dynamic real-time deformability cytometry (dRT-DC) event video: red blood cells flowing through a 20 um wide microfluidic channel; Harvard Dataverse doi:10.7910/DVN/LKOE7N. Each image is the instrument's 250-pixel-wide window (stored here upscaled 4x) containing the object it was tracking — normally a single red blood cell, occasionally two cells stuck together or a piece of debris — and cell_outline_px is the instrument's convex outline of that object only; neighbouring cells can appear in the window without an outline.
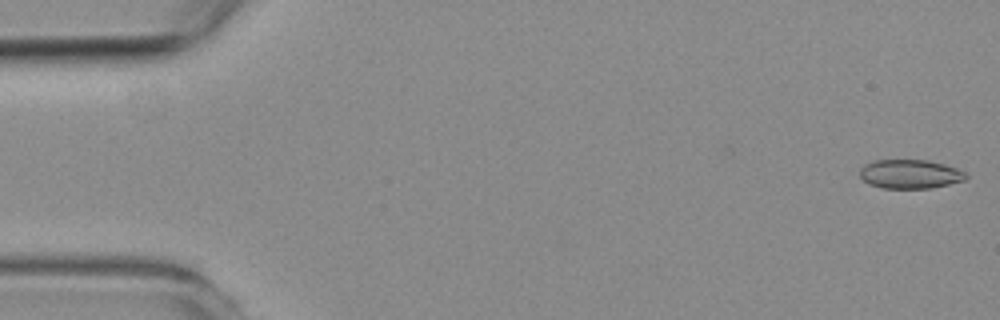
{"species": "common noctule bat (a hibernating species)", "species_latin": "Nyctalus noctula", "temperature_condition": "room temperature", "stored_images_in_passage": 57, "camera_frame_rate_fps": 3000, "um_per_image_px": 0.085, "animal": {"sex": "female", "body_mass_g": 19.3, "forearm_length_mm": 54.1}, "frame": {"image": 1, "passage_image": 1, "time_ms": 0.0, "image_size_px": [1000, 320], "cell_outline_px": [[968, 176], [964, 180], [932, 188], [884, 188], [868, 184], [860, 176], [860, 168], [864, 164], [872, 160], [928, 160], [944, 164], [956, 168], [964, 172]], "centroid_in_image_um": [77.33, 14.79], "position_along_channel_um": 7.7, "area_um2": 17.92}}
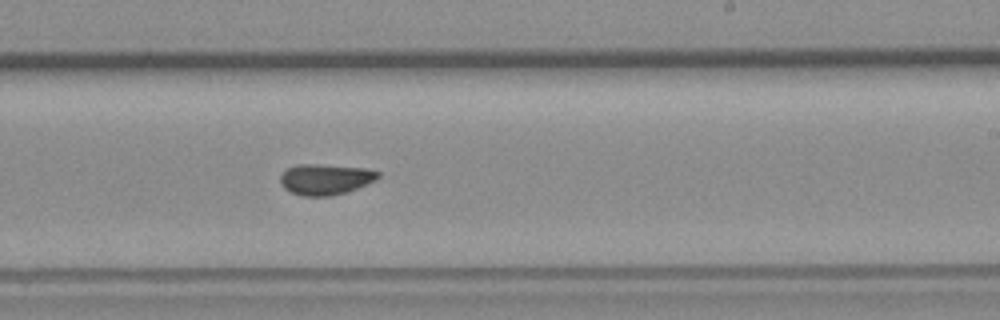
{"frame": {"image": 2, "passage_image": 34, "time_ms": 11.0, "image_size_px": [1000, 320], "cell_outline_px": [[380, 176], [376, 180], [348, 192], [332, 196], [300, 196], [284, 188], [280, 184], [280, 176], [288, 168], [300, 164], [312, 164], [364, 168], [380, 172]], "centroid_in_image_um": [27.66, 15.25], "position_along_channel_um": 261.3, "area_um2": 17.51}}
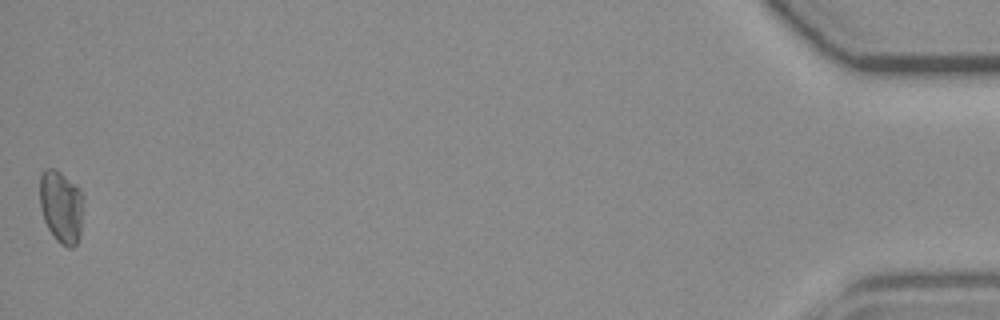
{"frame": {"image": 3, "passage_image": 57, "time_ms": 18.667, "image_size_px": [1000, 320], "cell_outline_px": [[80, 236], [76, 244], [72, 248], [68, 248], [60, 244], [56, 240], [48, 228], [44, 220], [40, 208], [40, 176], [44, 168], [52, 168], [60, 172], [80, 188]], "centroid_in_image_um": [5.15, 17.57], "position_along_channel_um": 430.0, "area_um2": 18.09}}